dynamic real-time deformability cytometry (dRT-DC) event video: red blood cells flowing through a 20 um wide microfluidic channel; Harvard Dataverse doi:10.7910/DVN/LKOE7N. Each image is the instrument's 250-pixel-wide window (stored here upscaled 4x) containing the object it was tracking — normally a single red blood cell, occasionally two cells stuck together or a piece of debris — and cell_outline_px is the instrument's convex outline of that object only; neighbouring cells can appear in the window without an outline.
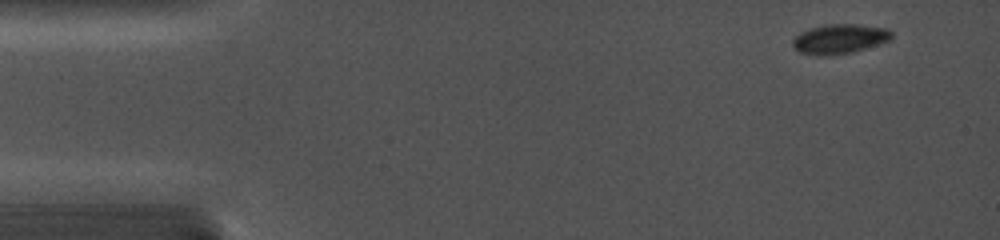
{"species": "common noctule bat (a hibernating species)", "species_latin": "Nyctalus noctula", "temperature_condition": "cold", "stored_images_in_passage": 7, "camera_frame_rate_fps": 5000, "um_per_image_px": 0.085, "animal": {"sex": "female", "body_mass_g": 19.0, "forearm_length_mm": 56.7}, "frame": {"image": 1, "passage_image": 1, "time_ms": 0.0, "image_size_px": [1000, 240], "cell_outline_px": [[892, 36], [888, 40], [852, 52], [824, 56], [800, 52], [792, 44], [792, 40], [800, 32], [808, 28], [824, 24], [856, 24], [888, 28], [892, 32]], "centroid_in_image_um": [71.34, 3.28], "position_along_channel_um": 13.7, "area_um2": 16.88}}
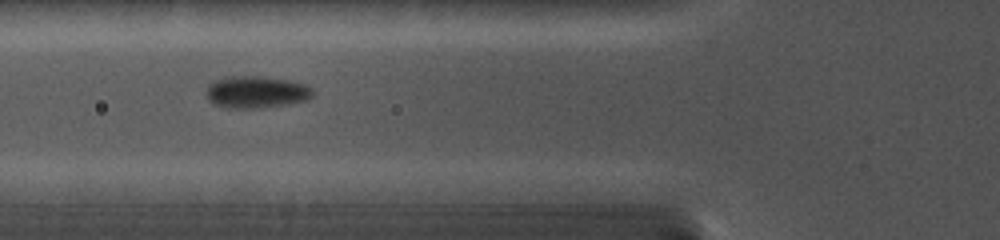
{"frame": {"image": 2, "passage_image": 6, "time_ms": 5.0, "image_size_px": [1000, 240], "cell_outline_px": [[312, 96], [308, 100], [260, 108], [224, 108], [212, 104], [208, 100], [204, 92], [208, 84], [216, 80], [228, 76], [260, 76], [288, 80], [304, 84], [312, 88]], "centroid_in_image_um": [21.71, 7.83], "position_along_channel_um": 104.1, "area_um2": 20.06}}
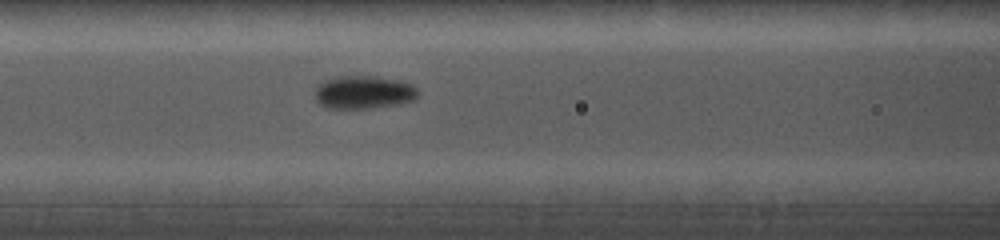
{"frame": {"image": 3, "passage_image": 7, "time_ms": 5.8, "image_size_px": [1000, 240], "cell_outline_px": [[420, 92], [416, 100], [396, 104], [372, 108], [324, 108], [316, 100], [316, 88], [324, 80], [332, 76], [376, 76], [400, 80], [412, 84]], "centroid_in_image_um": [30.94, 7.83], "position_along_channel_um": 135.7, "area_um2": 20.11}}